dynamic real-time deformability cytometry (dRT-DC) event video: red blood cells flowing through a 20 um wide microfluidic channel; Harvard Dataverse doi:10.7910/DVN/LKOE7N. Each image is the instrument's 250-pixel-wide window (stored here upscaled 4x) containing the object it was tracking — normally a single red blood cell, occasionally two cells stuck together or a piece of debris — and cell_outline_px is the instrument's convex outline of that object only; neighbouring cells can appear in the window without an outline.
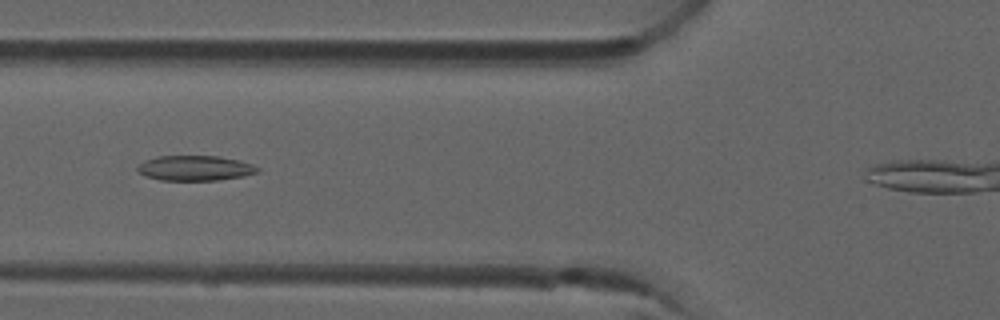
{"species": "common noctule bat (a hibernating species)", "species_latin": "Nyctalus noctula", "temperature_condition": "room temperature", "stored_images_in_passage": 4, "camera_frame_rate_fps": 3000, "um_per_image_px": 0.085, "animal": {"sex": "male", "forearm_length_mm": 52.5}, "frame": {"image": 1, "passage_image": 3, "time_ms": 0.667, "image_size_px": [1000, 320], "cell_outline_px": [[260, 172], [244, 176], [216, 180], [160, 180], [148, 176], [140, 172], [136, 168], [144, 160], [156, 156], [220, 156], [252, 164], [260, 168]], "centroid_in_image_um": [16.6, 14.28], "position_along_channel_um": 109.2, "area_um2": 17.46}}